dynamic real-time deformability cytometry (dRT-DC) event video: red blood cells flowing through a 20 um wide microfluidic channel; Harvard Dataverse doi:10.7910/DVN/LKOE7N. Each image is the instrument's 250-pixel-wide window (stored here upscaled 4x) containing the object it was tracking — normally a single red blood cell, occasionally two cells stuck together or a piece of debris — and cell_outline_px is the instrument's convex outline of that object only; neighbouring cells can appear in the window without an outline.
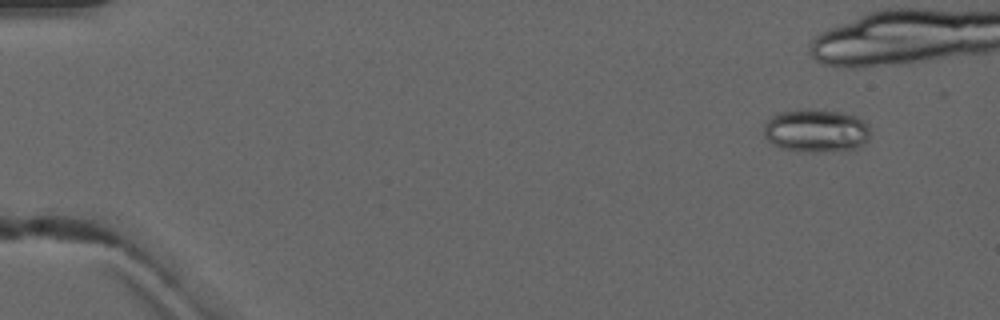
{"species": "common noctule bat (a hibernating species)", "species_latin": "Nyctalus noctula", "temperature_condition": "warm", "stored_images_in_passage": 4, "camera_frame_rate_fps": 3000, "um_per_image_px": 0.085, "animal": {"sex": "male", "forearm_length_mm": 52.5}, "frame": {"image": 1, "passage_image": 2, "time_ms": 1.333, "image_size_px": [1000, 320], "cell_outline_px": [[868, 140], [864, 144], [856, 148], [812, 152], [800, 152], [780, 148], [772, 144], [764, 136], [764, 124], [772, 116], [780, 112], [804, 108], [840, 112], [856, 116], [868, 124]], "centroid_in_image_um": [69.33, 11.1], "position_along_channel_um": 15.7, "area_um2": 26.82}}